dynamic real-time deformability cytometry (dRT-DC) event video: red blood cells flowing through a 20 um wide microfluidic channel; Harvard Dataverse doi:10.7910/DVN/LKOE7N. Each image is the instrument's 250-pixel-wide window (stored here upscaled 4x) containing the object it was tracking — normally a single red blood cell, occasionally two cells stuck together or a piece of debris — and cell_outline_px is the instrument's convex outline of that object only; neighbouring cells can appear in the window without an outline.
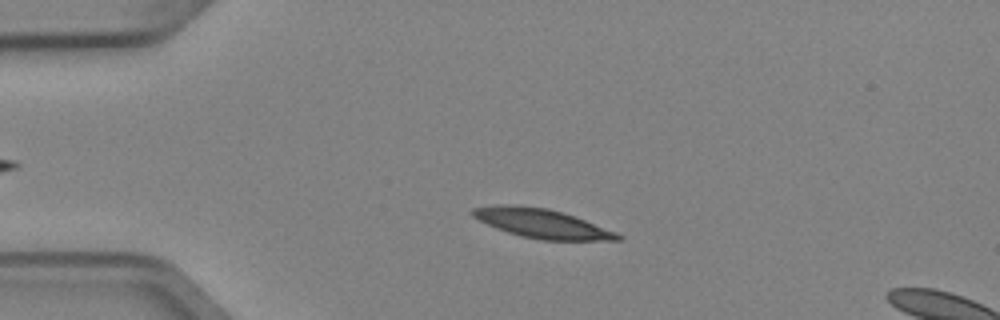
{"species": "Egyptian fruit bat (a non-hibernating species)", "species_latin": "Rousettus aegyptiacus", "temperature_condition": "cold", "stored_images_in_passage": 3, "camera_frame_rate_fps": 3000, "um_per_image_px": 0.085, "animal": {"sex": "female"}, "frame": {"image": 1, "passage_image": 2, "time_ms": 0.333, "image_size_px": [1000, 320], "cell_outline_px": [[624, 236], [620, 240], [540, 240], [520, 236], [496, 228], [472, 216], [468, 212], [472, 208], [496, 204], [516, 204], [548, 208], [576, 216], [616, 232]], "centroid_in_image_um": [46.03, 18.98], "position_along_channel_um": 39.0, "area_um2": 24.85}}